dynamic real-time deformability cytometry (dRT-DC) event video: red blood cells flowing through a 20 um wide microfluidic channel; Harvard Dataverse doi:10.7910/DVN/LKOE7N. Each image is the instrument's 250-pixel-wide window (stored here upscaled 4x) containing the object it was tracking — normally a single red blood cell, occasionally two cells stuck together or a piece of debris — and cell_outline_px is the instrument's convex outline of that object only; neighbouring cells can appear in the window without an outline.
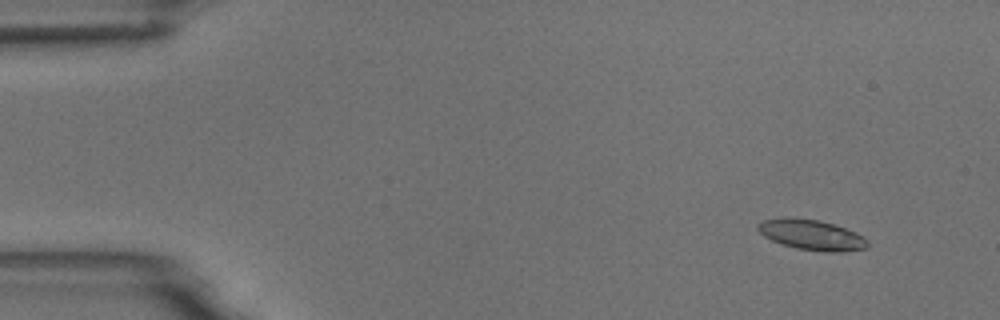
{"species": "common noctule bat (a hibernating species)", "species_latin": "Nyctalus noctula", "temperature_condition": "room temperature", "stored_images_in_passage": 8, "camera_frame_rate_fps": 3000, "um_per_image_px": 0.085, "animal": {"sex": "male", "body_mass_g": 18.8}, "frame": {"image": 1, "passage_image": 2, "time_ms": 1.333, "image_size_px": [1000, 320], "cell_outline_px": [[868, 248], [844, 252], [824, 252], [796, 248], [772, 240], [764, 236], [756, 228], [756, 224], [764, 220], [820, 220], [856, 232], [868, 240]], "centroid_in_image_um": [69.07, 20.01], "position_along_channel_um": 15.9, "area_um2": 18.73}}